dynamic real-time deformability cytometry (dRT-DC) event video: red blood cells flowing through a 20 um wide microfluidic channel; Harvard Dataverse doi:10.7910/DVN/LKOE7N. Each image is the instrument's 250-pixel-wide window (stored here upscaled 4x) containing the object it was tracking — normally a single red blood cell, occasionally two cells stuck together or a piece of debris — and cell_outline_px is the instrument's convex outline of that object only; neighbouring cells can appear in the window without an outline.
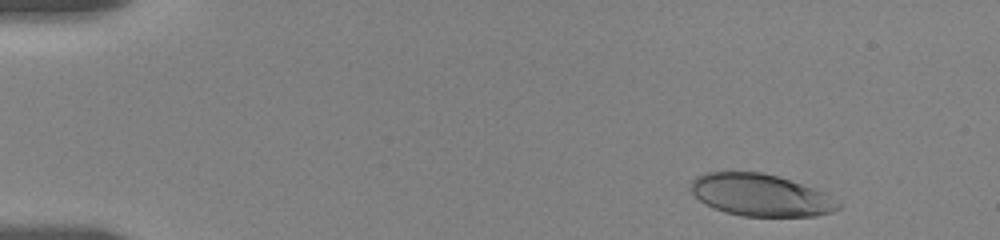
{"species": "human", "species_latin": "Homo sapiens", "temperature_condition": "room temperature", "stored_images_in_passage": 34, "camera_frame_rate_fps": 3000, "um_per_image_px": 0.085, "donor": {"sex": "female"}, "frame": {"image": 1, "passage_image": 1, "time_ms": 0.0, "image_size_px": [1000, 240], "cell_outline_px": [[840, 208], [832, 212], [816, 216], [740, 216], [724, 212], [704, 204], [692, 192], [692, 180], [696, 176], [704, 172], [760, 172], [776, 176], [824, 192], [840, 204]], "centroid_in_image_um": [64.62, 16.59], "position_along_channel_um": 20.4, "area_um2": 35.84}}
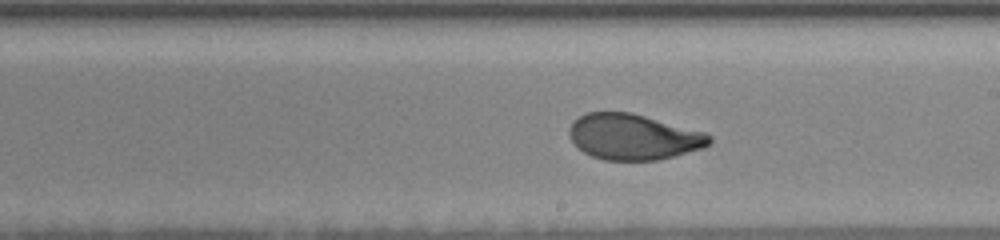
{"frame": {"image": 2, "passage_image": 18, "time_ms": 9.0, "image_size_px": [1000, 240], "cell_outline_px": [[712, 144], [704, 148], [656, 160], [604, 160], [592, 156], [584, 152], [572, 140], [568, 132], [568, 128], [572, 120], [588, 112], [632, 112], [704, 132], [712, 136]], "centroid_in_image_um": [53.84, 11.62], "position_along_channel_um": 235.2, "area_um2": 37.34}}
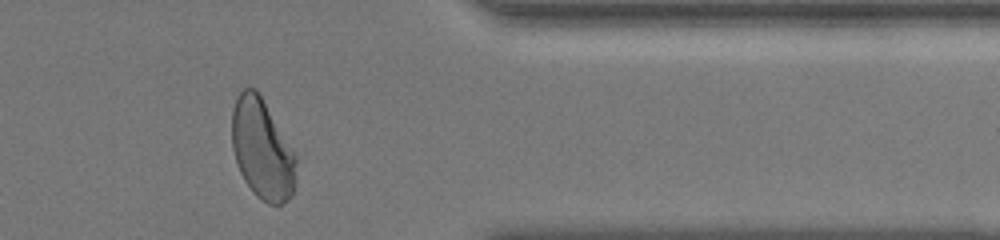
{"frame": {"image": 3, "passage_image": 31, "time_ms": 13.667, "image_size_px": [1000, 240], "cell_outline_px": [[296, 160], [292, 196], [280, 204], [268, 204], [260, 200], [252, 192], [244, 180], [240, 172], [232, 148], [232, 112], [236, 96], [244, 88], [256, 88], [296, 156]], "centroid_in_image_um": [22.25, 12.69], "position_along_channel_um": 389.2, "area_um2": 37.05}, "authors_computed_cell_mechanics": {"area_um2": 38.148, "velocity_mm_per_s": 3.5354, "shape_relaxation_time_tau1_ms": 4.9691, "shape_relaxation_time_tau2_ms": null, "deformation_change_tau1": 0.1753, "deformation_change_tau2": null}}